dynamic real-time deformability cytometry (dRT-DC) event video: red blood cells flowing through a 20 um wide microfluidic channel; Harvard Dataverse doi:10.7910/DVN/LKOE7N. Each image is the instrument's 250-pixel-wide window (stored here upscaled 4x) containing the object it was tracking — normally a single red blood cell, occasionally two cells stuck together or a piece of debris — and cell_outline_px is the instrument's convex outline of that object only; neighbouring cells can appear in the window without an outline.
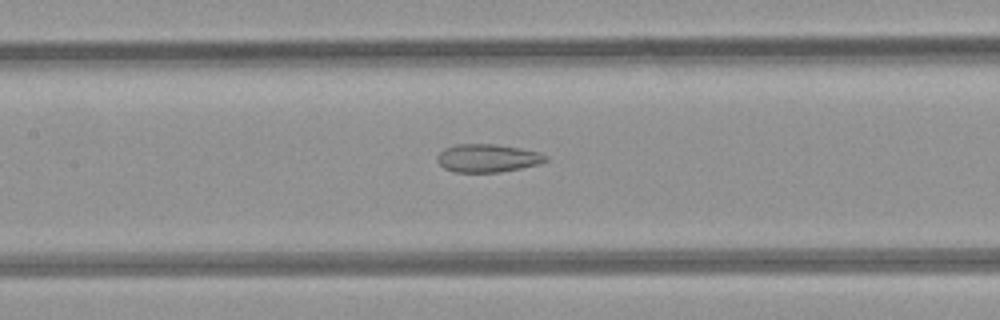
{"species": "common noctule bat (a hibernating species)", "species_latin": "Nyctalus noctula", "temperature_condition": "room temperature", "stored_images_in_passage": 6, "camera_frame_rate_fps": 3000, "um_per_image_px": 0.085, "animal": {"sex": "female", "body_mass_g": 21.9}, "frame": {"image": 1, "passage_image": 4, "time_ms": 3.667, "image_size_px": [1000, 320], "cell_outline_px": [[548, 160], [540, 164], [500, 172], [452, 172], [444, 168], [436, 160], [436, 156], [444, 148], [456, 144], [496, 144], [520, 148], [540, 152], [548, 156]], "centroid_in_image_um": [41.44, 13.44], "position_along_channel_um": 166.0, "area_um2": 17.92}}